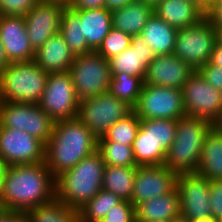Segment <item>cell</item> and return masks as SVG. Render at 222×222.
<instances>
[{
    "label": "cell",
    "instance_id": "6da1fadb",
    "mask_svg": "<svg viewBox=\"0 0 222 222\" xmlns=\"http://www.w3.org/2000/svg\"><path fill=\"white\" fill-rule=\"evenodd\" d=\"M55 183L45 161L6 166L1 199L6 210L26 213L56 197Z\"/></svg>",
    "mask_w": 222,
    "mask_h": 222
},
{
    "label": "cell",
    "instance_id": "7a4b0ae2",
    "mask_svg": "<svg viewBox=\"0 0 222 222\" xmlns=\"http://www.w3.org/2000/svg\"><path fill=\"white\" fill-rule=\"evenodd\" d=\"M97 150V138L77 118L58 121L45 147V162L56 178Z\"/></svg>",
    "mask_w": 222,
    "mask_h": 222
},
{
    "label": "cell",
    "instance_id": "3957f363",
    "mask_svg": "<svg viewBox=\"0 0 222 222\" xmlns=\"http://www.w3.org/2000/svg\"><path fill=\"white\" fill-rule=\"evenodd\" d=\"M105 167L96 150L55 178L56 198L79 210L102 189Z\"/></svg>",
    "mask_w": 222,
    "mask_h": 222
},
{
    "label": "cell",
    "instance_id": "277c9868",
    "mask_svg": "<svg viewBox=\"0 0 222 222\" xmlns=\"http://www.w3.org/2000/svg\"><path fill=\"white\" fill-rule=\"evenodd\" d=\"M213 126L206 119L187 115L177 120L175 140L167 151L164 165L177 174L196 172L205 138Z\"/></svg>",
    "mask_w": 222,
    "mask_h": 222
},
{
    "label": "cell",
    "instance_id": "5b68a950",
    "mask_svg": "<svg viewBox=\"0 0 222 222\" xmlns=\"http://www.w3.org/2000/svg\"><path fill=\"white\" fill-rule=\"evenodd\" d=\"M48 75L34 61L10 63L0 72V101L38 104Z\"/></svg>",
    "mask_w": 222,
    "mask_h": 222
},
{
    "label": "cell",
    "instance_id": "8992f818",
    "mask_svg": "<svg viewBox=\"0 0 222 222\" xmlns=\"http://www.w3.org/2000/svg\"><path fill=\"white\" fill-rule=\"evenodd\" d=\"M69 72L79 100L108 92L112 78L109 61L97 51L75 56Z\"/></svg>",
    "mask_w": 222,
    "mask_h": 222
},
{
    "label": "cell",
    "instance_id": "52a82bcc",
    "mask_svg": "<svg viewBox=\"0 0 222 222\" xmlns=\"http://www.w3.org/2000/svg\"><path fill=\"white\" fill-rule=\"evenodd\" d=\"M217 41V30L203 18L194 26L177 29L173 54L193 70H199L210 61Z\"/></svg>",
    "mask_w": 222,
    "mask_h": 222
},
{
    "label": "cell",
    "instance_id": "ba28073f",
    "mask_svg": "<svg viewBox=\"0 0 222 222\" xmlns=\"http://www.w3.org/2000/svg\"><path fill=\"white\" fill-rule=\"evenodd\" d=\"M133 111L131 105L108 91L96 97L81 99L77 118L98 139L103 137L114 123Z\"/></svg>",
    "mask_w": 222,
    "mask_h": 222
},
{
    "label": "cell",
    "instance_id": "9c48e42d",
    "mask_svg": "<svg viewBox=\"0 0 222 222\" xmlns=\"http://www.w3.org/2000/svg\"><path fill=\"white\" fill-rule=\"evenodd\" d=\"M0 124L26 132L46 145L55 122L38 104L0 101Z\"/></svg>",
    "mask_w": 222,
    "mask_h": 222
},
{
    "label": "cell",
    "instance_id": "30bf717a",
    "mask_svg": "<svg viewBox=\"0 0 222 222\" xmlns=\"http://www.w3.org/2000/svg\"><path fill=\"white\" fill-rule=\"evenodd\" d=\"M79 102L69 71L49 73L38 105L55 123L77 117Z\"/></svg>",
    "mask_w": 222,
    "mask_h": 222
},
{
    "label": "cell",
    "instance_id": "8fae6325",
    "mask_svg": "<svg viewBox=\"0 0 222 222\" xmlns=\"http://www.w3.org/2000/svg\"><path fill=\"white\" fill-rule=\"evenodd\" d=\"M134 112L141 120H179L186 115L182 90L144 84Z\"/></svg>",
    "mask_w": 222,
    "mask_h": 222
},
{
    "label": "cell",
    "instance_id": "7c38bea8",
    "mask_svg": "<svg viewBox=\"0 0 222 222\" xmlns=\"http://www.w3.org/2000/svg\"><path fill=\"white\" fill-rule=\"evenodd\" d=\"M181 90L186 115L215 124L222 113V92L210 85L198 70L189 76Z\"/></svg>",
    "mask_w": 222,
    "mask_h": 222
},
{
    "label": "cell",
    "instance_id": "4fadbf2b",
    "mask_svg": "<svg viewBox=\"0 0 222 222\" xmlns=\"http://www.w3.org/2000/svg\"><path fill=\"white\" fill-rule=\"evenodd\" d=\"M46 145L30 134L0 124V158L6 166L45 161Z\"/></svg>",
    "mask_w": 222,
    "mask_h": 222
},
{
    "label": "cell",
    "instance_id": "5bb4252c",
    "mask_svg": "<svg viewBox=\"0 0 222 222\" xmlns=\"http://www.w3.org/2000/svg\"><path fill=\"white\" fill-rule=\"evenodd\" d=\"M176 188L180 196L181 216L190 219L212 216L209 180L197 172L180 173Z\"/></svg>",
    "mask_w": 222,
    "mask_h": 222
},
{
    "label": "cell",
    "instance_id": "9a60e30c",
    "mask_svg": "<svg viewBox=\"0 0 222 222\" xmlns=\"http://www.w3.org/2000/svg\"><path fill=\"white\" fill-rule=\"evenodd\" d=\"M178 174L164 164L137 166L130 202L137 204L172 192L176 188Z\"/></svg>",
    "mask_w": 222,
    "mask_h": 222
},
{
    "label": "cell",
    "instance_id": "2e32d148",
    "mask_svg": "<svg viewBox=\"0 0 222 222\" xmlns=\"http://www.w3.org/2000/svg\"><path fill=\"white\" fill-rule=\"evenodd\" d=\"M65 7L57 3L38 1L26 13L25 20L27 35L33 50L36 52L54 34L61 25V18Z\"/></svg>",
    "mask_w": 222,
    "mask_h": 222
},
{
    "label": "cell",
    "instance_id": "e0dca14e",
    "mask_svg": "<svg viewBox=\"0 0 222 222\" xmlns=\"http://www.w3.org/2000/svg\"><path fill=\"white\" fill-rule=\"evenodd\" d=\"M0 40L10 63L34 60L23 16L0 15Z\"/></svg>",
    "mask_w": 222,
    "mask_h": 222
},
{
    "label": "cell",
    "instance_id": "ac0fdd59",
    "mask_svg": "<svg viewBox=\"0 0 222 222\" xmlns=\"http://www.w3.org/2000/svg\"><path fill=\"white\" fill-rule=\"evenodd\" d=\"M194 71L174 54L156 56L147 66L144 84L182 89Z\"/></svg>",
    "mask_w": 222,
    "mask_h": 222
},
{
    "label": "cell",
    "instance_id": "d6986e66",
    "mask_svg": "<svg viewBox=\"0 0 222 222\" xmlns=\"http://www.w3.org/2000/svg\"><path fill=\"white\" fill-rule=\"evenodd\" d=\"M156 56L140 34L133 35L131 45L126 50L108 59L110 73H127L144 79L147 66Z\"/></svg>",
    "mask_w": 222,
    "mask_h": 222
},
{
    "label": "cell",
    "instance_id": "ffe728a7",
    "mask_svg": "<svg viewBox=\"0 0 222 222\" xmlns=\"http://www.w3.org/2000/svg\"><path fill=\"white\" fill-rule=\"evenodd\" d=\"M154 13L176 29L194 26L205 18V11L190 0H163Z\"/></svg>",
    "mask_w": 222,
    "mask_h": 222
},
{
    "label": "cell",
    "instance_id": "44dd1931",
    "mask_svg": "<svg viewBox=\"0 0 222 222\" xmlns=\"http://www.w3.org/2000/svg\"><path fill=\"white\" fill-rule=\"evenodd\" d=\"M74 58L69 46L58 32L35 52L33 61L45 72L57 73L69 71Z\"/></svg>",
    "mask_w": 222,
    "mask_h": 222
},
{
    "label": "cell",
    "instance_id": "7402d4cb",
    "mask_svg": "<svg viewBox=\"0 0 222 222\" xmlns=\"http://www.w3.org/2000/svg\"><path fill=\"white\" fill-rule=\"evenodd\" d=\"M181 215L178 189L158 197H153L135 206V221L169 222Z\"/></svg>",
    "mask_w": 222,
    "mask_h": 222
},
{
    "label": "cell",
    "instance_id": "603a6c76",
    "mask_svg": "<svg viewBox=\"0 0 222 222\" xmlns=\"http://www.w3.org/2000/svg\"><path fill=\"white\" fill-rule=\"evenodd\" d=\"M154 14V7L142 0H134L125 7L113 10L112 28L125 32L130 36L139 35Z\"/></svg>",
    "mask_w": 222,
    "mask_h": 222
},
{
    "label": "cell",
    "instance_id": "cb8c5ba5",
    "mask_svg": "<svg viewBox=\"0 0 222 222\" xmlns=\"http://www.w3.org/2000/svg\"><path fill=\"white\" fill-rule=\"evenodd\" d=\"M74 11L80 16L82 35L87 45L96 51L112 29L111 11L107 8Z\"/></svg>",
    "mask_w": 222,
    "mask_h": 222
},
{
    "label": "cell",
    "instance_id": "d4e9b609",
    "mask_svg": "<svg viewBox=\"0 0 222 222\" xmlns=\"http://www.w3.org/2000/svg\"><path fill=\"white\" fill-rule=\"evenodd\" d=\"M140 35L157 56L174 53L177 29L155 13L149 18Z\"/></svg>",
    "mask_w": 222,
    "mask_h": 222
},
{
    "label": "cell",
    "instance_id": "484cf974",
    "mask_svg": "<svg viewBox=\"0 0 222 222\" xmlns=\"http://www.w3.org/2000/svg\"><path fill=\"white\" fill-rule=\"evenodd\" d=\"M198 174L207 180H222V131L213 126L202 147Z\"/></svg>",
    "mask_w": 222,
    "mask_h": 222
},
{
    "label": "cell",
    "instance_id": "4316f807",
    "mask_svg": "<svg viewBox=\"0 0 222 222\" xmlns=\"http://www.w3.org/2000/svg\"><path fill=\"white\" fill-rule=\"evenodd\" d=\"M132 149L137 166L164 164L167 155L153 136V127H146L142 122Z\"/></svg>",
    "mask_w": 222,
    "mask_h": 222
},
{
    "label": "cell",
    "instance_id": "83f0119b",
    "mask_svg": "<svg viewBox=\"0 0 222 222\" xmlns=\"http://www.w3.org/2000/svg\"><path fill=\"white\" fill-rule=\"evenodd\" d=\"M137 166H106L102 189L117 195L121 200H131Z\"/></svg>",
    "mask_w": 222,
    "mask_h": 222
},
{
    "label": "cell",
    "instance_id": "f1b7e54d",
    "mask_svg": "<svg viewBox=\"0 0 222 222\" xmlns=\"http://www.w3.org/2000/svg\"><path fill=\"white\" fill-rule=\"evenodd\" d=\"M28 222H81L79 212L56 197L26 212Z\"/></svg>",
    "mask_w": 222,
    "mask_h": 222
},
{
    "label": "cell",
    "instance_id": "f546056e",
    "mask_svg": "<svg viewBox=\"0 0 222 222\" xmlns=\"http://www.w3.org/2000/svg\"><path fill=\"white\" fill-rule=\"evenodd\" d=\"M80 16L69 6L65 7L59 33L64 38L66 44L74 56L83 55L93 51L82 35Z\"/></svg>",
    "mask_w": 222,
    "mask_h": 222
},
{
    "label": "cell",
    "instance_id": "4dcf8cb0",
    "mask_svg": "<svg viewBox=\"0 0 222 222\" xmlns=\"http://www.w3.org/2000/svg\"><path fill=\"white\" fill-rule=\"evenodd\" d=\"M111 76L108 91L134 108L142 92L144 79L127 73L111 74Z\"/></svg>",
    "mask_w": 222,
    "mask_h": 222
},
{
    "label": "cell",
    "instance_id": "1f68e13d",
    "mask_svg": "<svg viewBox=\"0 0 222 222\" xmlns=\"http://www.w3.org/2000/svg\"><path fill=\"white\" fill-rule=\"evenodd\" d=\"M121 199L112 192L101 189L99 193L78 210L81 222H100Z\"/></svg>",
    "mask_w": 222,
    "mask_h": 222
},
{
    "label": "cell",
    "instance_id": "d6a6232c",
    "mask_svg": "<svg viewBox=\"0 0 222 222\" xmlns=\"http://www.w3.org/2000/svg\"><path fill=\"white\" fill-rule=\"evenodd\" d=\"M97 151L106 166H137L132 146L114 141H97Z\"/></svg>",
    "mask_w": 222,
    "mask_h": 222
},
{
    "label": "cell",
    "instance_id": "836d02e7",
    "mask_svg": "<svg viewBox=\"0 0 222 222\" xmlns=\"http://www.w3.org/2000/svg\"><path fill=\"white\" fill-rule=\"evenodd\" d=\"M141 119L133 111L125 118L114 123L97 141H114L133 146V142L140 128Z\"/></svg>",
    "mask_w": 222,
    "mask_h": 222
},
{
    "label": "cell",
    "instance_id": "e575fe53",
    "mask_svg": "<svg viewBox=\"0 0 222 222\" xmlns=\"http://www.w3.org/2000/svg\"><path fill=\"white\" fill-rule=\"evenodd\" d=\"M141 122L146 127H153V136L158 144L167 152L175 140L177 120L145 119Z\"/></svg>",
    "mask_w": 222,
    "mask_h": 222
},
{
    "label": "cell",
    "instance_id": "d590c367",
    "mask_svg": "<svg viewBox=\"0 0 222 222\" xmlns=\"http://www.w3.org/2000/svg\"><path fill=\"white\" fill-rule=\"evenodd\" d=\"M131 41L132 36L112 28L96 51L108 60L126 50L131 45Z\"/></svg>",
    "mask_w": 222,
    "mask_h": 222
},
{
    "label": "cell",
    "instance_id": "8d00e7d4",
    "mask_svg": "<svg viewBox=\"0 0 222 222\" xmlns=\"http://www.w3.org/2000/svg\"><path fill=\"white\" fill-rule=\"evenodd\" d=\"M100 222H135V206L129 201L121 200Z\"/></svg>",
    "mask_w": 222,
    "mask_h": 222
},
{
    "label": "cell",
    "instance_id": "74e56055",
    "mask_svg": "<svg viewBox=\"0 0 222 222\" xmlns=\"http://www.w3.org/2000/svg\"><path fill=\"white\" fill-rule=\"evenodd\" d=\"M39 0H0V15L24 16Z\"/></svg>",
    "mask_w": 222,
    "mask_h": 222
},
{
    "label": "cell",
    "instance_id": "f35d334b",
    "mask_svg": "<svg viewBox=\"0 0 222 222\" xmlns=\"http://www.w3.org/2000/svg\"><path fill=\"white\" fill-rule=\"evenodd\" d=\"M210 208L212 216L222 217V180L209 181Z\"/></svg>",
    "mask_w": 222,
    "mask_h": 222
},
{
    "label": "cell",
    "instance_id": "ab89813d",
    "mask_svg": "<svg viewBox=\"0 0 222 222\" xmlns=\"http://www.w3.org/2000/svg\"><path fill=\"white\" fill-rule=\"evenodd\" d=\"M198 71L210 85L222 92V67L211 65L208 62Z\"/></svg>",
    "mask_w": 222,
    "mask_h": 222
},
{
    "label": "cell",
    "instance_id": "60d3db41",
    "mask_svg": "<svg viewBox=\"0 0 222 222\" xmlns=\"http://www.w3.org/2000/svg\"><path fill=\"white\" fill-rule=\"evenodd\" d=\"M205 18L216 30L222 29V0H216L205 10Z\"/></svg>",
    "mask_w": 222,
    "mask_h": 222
},
{
    "label": "cell",
    "instance_id": "b9f144b4",
    "mask_svg": "<svg viewBox=\"0 0 222 222\" xmlns=\"http://www.w3.org/2000/svg\"><path fill=\"white\" fill-rule=\"evenodd\" d=\"M73 10H91L105 8V0H72L69 6Z\"/></svg>",
    "mask_w": 222,
    "mask_h": 222
},
{
    "label": "cell",
    "instance_id": "7bdbcfd3",
    "mask_svg": "<svg viewBox=\"0 0 222 222\" xmlns=\"http://www.w3.org/2000/svg\"><path fill=\"white\" fill-rule=\"evenodd\" d=\"M0 222H28L26 213L6 210L0 216Z\"/></svg>",
    "mask_w": 222,
    "mask_h": 222
},
{
    "label": "cell",
    "instance_id": "ee69618b",
    "mask_svg": "<svg viewBox=\"0 0 222 222\" xmlns=\"http://www.w3.org/2000/svg\"><path fill=\"white\" fill-rule=\"evenodd\" d=\"M209 63L217 67H222V44L219 41H217L214 47Z\"/></svg>",
    "mask_w": 222,
    "mask_h": 222
},
{
    "label": "cell",
    "instance_id": "f6af8a7d",
    "mask_svg": "<svg viewBox=\"0 0 222 222\" xmlns=\"http://www.w3.org/2000/svg\"><path fill=\"white\" fill-rule=\"evenodd\" d=\"M133 1L134 0H105V8L112 12L113 10L125 7Z\"/></svg>",
    "mask_w": 222,
    "mask_h": 222
},
{
    "label": "cell",
    "instance_id": "bcb514c9",
    "mask_svg": "<svg viewBox=\"0 0 222 222\" xmlns=\"http://www.w3.org/2000/svg\"><path fill=\"white\" fill-rule=\"evenodd\" d=\"M9 64L10 62L6 57L5 50L0 40V72Z\"/></svg>",
    "mask_w": 222,
    "mask_h": 222
},
{
    "label": "cell",
    "instance_id": "7dc6e473",
    "mask_svg": "<svg viewBox=\"0 0 222 222\" xmlns=\"http://www.w3.org/2000/svg\"><path fill=\"white\" fill-rule=\"evenodd\" d=\"M5 173H6V164L0 158V198L3 191Z\"/></svg>",
    "mask_w": 222,
    "mask_h": 222
},
{
    "label": "cell",
    "instance_id": "c3c4849f",
    "mask_svg": "<svg viewBox=\"0 0 222 222\" xmlns=\"http://www.w3.org/2000/svg\"><path fill=\"white\" fill-rule=\"evenodd\" d=\"M190 222H219V219L214 216H210L206 218L190 219Z\"/></svg>",
    "mask_w": 222,
    "mask_h": 222
},
{
    "label": "cell",
    "instance_id": "681fc988",
    "mask_svg": "<svg viewBox=\"0 0 222 222\" xmlns=\"http://www.w3.org/2000/svg\"><path fill=\"white\" fill-rule=\"evenodd\" d=\"M39 1L57 3L60 5H63L64 7H68V6H70L72 0H39Z\"/></svg>",
    "mask_w": 222,
    "mask_h": 222
},
{
    "label": "cell",
    "instance_id": "f907efd6",
    "mask_svg": "<svg viewBox=\"0 0 222 222\" xmlns=\"http://www.w3.org/2000/svg\"><path fill=\"white\" fill-rule=\"evenodd\" d=\"M216 0H199V6L205 11Z\"/></svg>",
    "mask_w": 222,
    "mask_h": 222
},
{
    "label": "cell",
    "instance_id": "816d5d0a",
    "mask_svg": "<svg viewBox=\"0 0 222 222\" xmlns=\"http://www.w3.org/2000/svg\"><path fill=\"white\" fill-rule=\"evenodd\" d=\"M169 222H190V220L180 215L179 217L173 218Z\"/></svg>",
    "mask_w": 222,
    "mask_h": 222
},
{
    "label": "cell",
    "instance_id": "f5cc1de1",
    "mask_svg": "<svg viewBox=\"0 0 222 222\" xmlns=\"http://www.w3.org/2000/svg\"><path fill=\"white\" fill-rule=\"evenodd\" d=\"M142 1L148 5L155 7L158 3L162 2L163 0H142Z\"/></svg>",
    "mask_w": 222,
    "mask_h": 222
},
{
    "label": "cell",
    "instance_id": "db71d44e",
    "mask_svg": "<svg viewBox=\"0 0 222 222\" xmlns=\"http://www.w3.org/2000/svg\"><path fill=\"white\" fill-rule=\"evenodd\" d=\"M214 126L222 131V113L220 114L218 120L215 122Z\"/></svg>",
    "mask_w": 222,
    "mask_h": 222
},
{
    "label": "cell",
    "instance_id": "11a10c76",
    "mask_svg": "<svg viewBox=\"0 0 222 222\" xmlns=\"http://www.w3.org/2000/svg\"><path fill=\"white\" fill-rule=\"evenodd\" d=\"M6 211L3 200L0 198V216Z\"/></svg>",
    "mask_w": 222,
    "mask_h": 222
},
{
    "label": "cell",
    "instance_id": "9f6ffc18",
    "mask_svg": "<svg viewBox=\"0 0 222 222\" xmlns=\"http://www.w3.org/2000/svg\"><path fill=\"white\" fill-rule=\"evenodd\" d=\"M218 33V41L222 44V29L217 30Z\"/></svg>",
    "mask_w": 222,
    "mask_h": 222
},
{
    "label": "cell",
    "instance_id": "6f0895ef",
    "mask_svg": "<svg viewBox=\"0 0 222 222\" xmlns=\"http://www.w3.org/2000/svg\"><path fill=\"white\" fill-rule=\"evenodd\" d=\"M190 1L195 2L199 5V0H190Z\"/></svg>",
    "mask_w": 222,
    "mask_h": 222
}]
</instances>
